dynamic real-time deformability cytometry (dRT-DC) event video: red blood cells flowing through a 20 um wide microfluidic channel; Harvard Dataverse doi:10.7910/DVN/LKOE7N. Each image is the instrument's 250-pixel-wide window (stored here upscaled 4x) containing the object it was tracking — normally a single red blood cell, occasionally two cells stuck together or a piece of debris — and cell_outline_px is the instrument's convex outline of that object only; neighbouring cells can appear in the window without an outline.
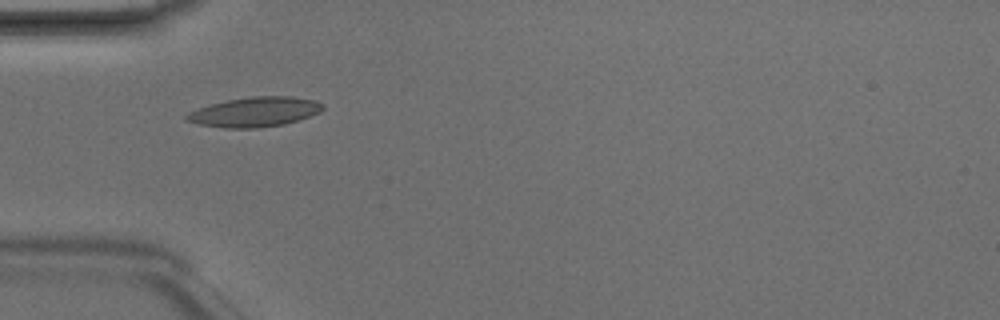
{"species": "Egyptian fruit bat (a non-hibernating species)", "species_latin": "Rousettus aegyptiacus", "temperature_condition": "room temperature", "stored_images_in_passage": 2, "camera_frame_rate_fps": 3000, "um_per_image_px": 0.085, "animal": {"sex": "male"}, "frame": {"image": 1, "passage_image": 2, "time_ms": 0.333, "image_size_px": [1000, 320], "cell_outline_px": [[324, 108], [320, 112], [284, 124], [256, 128], [224, 128], [200, 124], [184, 120], [184, 116], [188, 112], [212, 104], [228, 100], [252, 96], [292, 96], [312, 100], [324, 104]], "centroid_in_image_um": [21.64, 9.51], "position_along_channel_um": 63.4, "area_um2": 23.35}}